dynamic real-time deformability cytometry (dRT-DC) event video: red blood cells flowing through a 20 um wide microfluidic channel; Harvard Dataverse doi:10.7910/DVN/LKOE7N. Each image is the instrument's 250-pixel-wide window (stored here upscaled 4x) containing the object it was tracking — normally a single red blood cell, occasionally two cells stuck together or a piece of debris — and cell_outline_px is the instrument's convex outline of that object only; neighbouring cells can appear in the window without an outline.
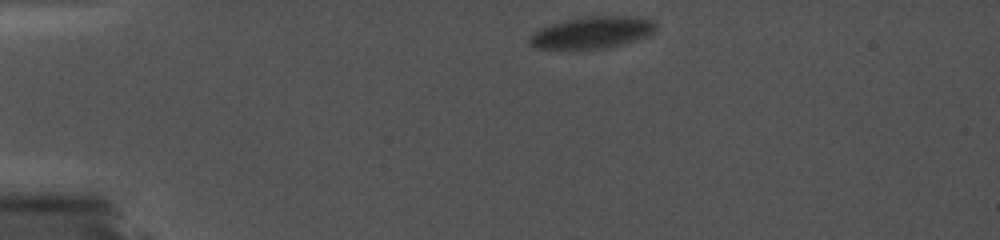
{"species": "common noctule bat (a hibernating species)", "species_latin": "Nyctalus noctula", "temperature_condition": "cold", "stored_images_in_passage": 23, "camera_frame_rate_fps": 5000, "um_per_image_px": 0.085, "animal": {"sex": "female", "body_mass_g": 19.0, "forearm_length_mm": 56.7}, "frame": {"image": 1, "passage_image": 1, "time_ms": 0.0, "image_size_px": [1000, 240], "cell_outline_px": [[656, 32], [624, 44], [604, 48], [536, 48], [528, 44], [528, 40], [540, 28], [552, 24], [568, 20], [588, 16], [632, 16], [652, 20], [656, 24]], "centroid_in_image_um": [50.37, 2.76], "position_along_channel_um": 34.6, "area_um2": 23.0}}
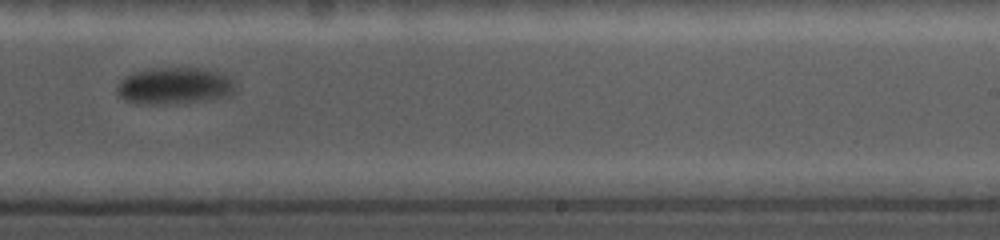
{"frame": {"image": 2, "passage_image": 15, "time_ms": 2.8, "image_size_px": [1000, 240], "cell_outline_px": [[232, 92], [228, 96], [208, 100], [172, 104], [136, 104], [124, 100], [116, 92], [116, 84], [124, 76], [136, 72], [156, 68], [200, 68], [220, 72], [232, 76]], "centroid_in_image_um": [14.78, 7.31], "position_along_channel_um": 274.2, "area_um2": 25.55}}
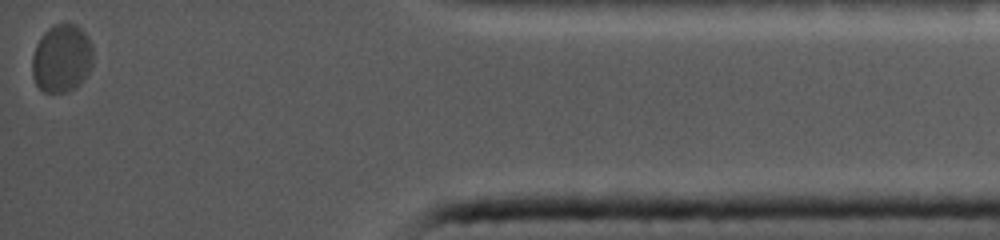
{"frame": {"image": 3, "passage_image": 23, "time_ms": 4.4, "image_size_px": [1000, 240], "cell_outline_px": [[92, 64], [88, 72], [80, 84], [64, 92], [44, 92], [36, 84], [32, 76], [32, 56], [36, 44], [44, 32], [48, 28], [56, 24], [76, 24], [88, 36], [92, 44]], "centroid_in_image_um": [5.24, 4.95], "position_along_channel_um": 430.0, "area_um2": 24.1}}